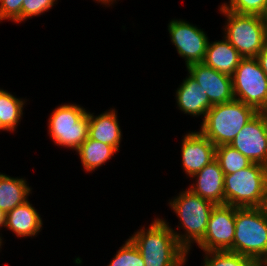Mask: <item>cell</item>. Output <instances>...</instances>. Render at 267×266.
<instances>
[{
  "mask_svg": "<svg viewBox=\"0 0 267 266\" xmlns=\"http://www.w3.org/2000/svg\"><path fill=\"white\" fill-rule=\"evenodd\" d=\"M156 218L148 229L142 227L129 237L140 251L145 266H184L187 251L178 243L171 226Z\"/></svg>",
  "mask_w": 267,
  "mask_h": 266,
  "instance_id": "cell-1",
  "label": "cell"
},
{
  "mask_svg": "<svg viewBox=\"0 0 267 266\" xmlns=\"http://www.w3.org/2000/svg\"><path fill=\"white\" fill-rule=\"evenodd\" d=\"M261 266H267V255L259 262Z\"/></svg>",
  "mask_w": 267,
  "mask_h": 266,
  "instance_id": "cell-31",
  "label": "cell"
},
{
  "mask_svg": "<svg viewBox=\"0 0 267 266\" xmlns=\"http://www.w3.org/2000/svg\"><path fill=\"white\" fill-rule=\"evenodd\" d=\"M31 189L24 178L0 173V210L6 214L26 202Z\"/></svg>",
  "mask_w": 267,
  "mask_h": 266,
  "instance_id": "cell-19",
  "label": "cell"
},
{
  "mask_svg": "<svg viewBox=\"0 0 267 266\" xmlns=\"http://www.w3.org/2000/svg\"><path fill=\"white\" fill-rule=\"evenodd\" d=\"M95 1H97V3L99 2V3L107 5V6L108 5L110 6V4H113L114 2H116V0H95Z\"/></svg>",
  "mask_w": 267,
  "mask_h": 266,
  "instance_id": "cell-30",
  "label": "cell"
},
{
  "mask_svg": "<svg viewBox=\"0 0 267 266\" xmlns=\"http://www.w3.org/2000/svg\"><path fill=\"white\" fill-rule=\"evenodd\" d=\"M5 221H6V214L0 210V228L4 227L5 228Z\"/></svg>",
  "mask_w": 267,
  "mask_h": 266,
  "instance_id": "cell-29",
  "label": "cell"
},
{
  "mask_svg": "<svg viewBox=\"0 0 267 266\" xmlns=\"http://www.w3.org/2000/svg\"><path fill=\"white\" fill-rule=\"evenodd\" d=\"M260 262L267 255V209L236 207L233 246L228 250Z\"/></svg>",
  "mask_w": 267,
  "mask_h": 266,
  "instance_id": "cell-5",
  "label": "cell"
},
{
  "mask_svg": "<svg viewBox=\"0 0 267 266\" xmlns=\"http://www.w3.org/2000/svg\"><path fill=\"white\" fill-rule=\"evenodd\" d=\"M178 195L169 201V205L180 218L181 223L177 228H182L185 233L180 234L173 228L171 229L178 243L189 253L191 244H198L205 236L209 217L215 204L194 194L189 189Z\"/></svg>",
  "mask_w": 267,
  "mask_h": 266,
  "instance_id": "cell-3",
  "label": "cell"
},
{
  "mask_svg": "<svg viewBox=\"0 0 267 266\" xmlns=\"http://www.w3.org/2000/svg\"><path fill=\"white\" fill-rule=\"evenodd\" d=\"M107 266H145L138 248L128 238Z\"/></svg>",
  "mask_w": 267,
  "mask_h": 266,
  "instance_id": "cell-25",
  "label": "cell"
},
{
  "mask_svg": "<svg viewBox=\"0 0 267 266\" xmlns=\"http://www.w3.org/2000/svg\"><path fill=\"white\" fill-rule=\"evenodd\" d=\"M24 0H0V21L11 20L22 23V4Z\"/></svg>",
  "mask_w": 267,
  "mask_h": 266,
  "instance_id": "cell-27",
  "label": "cell"
},
{
  "mask_svg": "<svg viewBox=\"0 0 267 266\" xmlns=\"http://www.w3.org/2000/svg\"><path fill=\"white\" fill-rule=\"evenodd\" d=\"M178 109L192 117L203 116L212 107L209 98L202 87L188 74L176 91Z\"/></svg>",
  "mask_w": 267,
  "mask_h": 266,
  "instance_id": "cell-15",
  "label": "cell"
},
{
  "mask_svg": "<svg viewBox=\"0 0 267 266\" xmlns=\"http://www.w3.org/2000/svg\"><path fill=\"white\" fill-rule=\"evenodd\" d=\"M243 57L224 37L221 41L208 42L203 63L218 72L232 76Z\"/></svg>",
  "mask_w": 267,
  "mask_h": 266,
  "instance_id": "cell-18",
  "label": "cell"
},
{
  "mask_svg": "<svg viewBox=\"0 0 267 266\" xmlns=\"http://www.w3.org/2000/svg\"><path fill=\"white\" fill-rule=\"evenodd\" d=\"M190 178H196L188 188L194 194L215 205L224 204V172L216 159Z\"/></svg>",
  "mask_w": 267,
  "mask_h": 266,
  "instance_id": "cell-14",
  "label": "cell"
},
{
  "mask_svg": "<svg viewBox=\"0 0 267 266\" xmlns=\"http://www.w3.org/2000/svg\"><path fill=\"white\" fill-rule=\"evenodd\" d=\"M234 98L267 112V75L256 57L242 58L232 75Z\"/></svg>",
  "mask_w": 267,
  "mask_h": 266,
  "instance_id": "cell-8",
  "label": "cell"
},
{
  "mask_svg": "<svg viewBox=\"0 0 267 266\" xmlns=\"http://www.w3.org/2000/svg\"><path fill=\"white\" fill-rule=\"evenodd\" d=\"M203 266H258L251 257L231 251H205Z\"/></svg>",
  "mask_w": 267,
  "mask_h": 266,
  "instance_id": "cell-23",
  "label": "cell"
},
{
  "mask_svg": "<svg viewBox=\"0 0 267 266\" xmlns=\"http://www.w3.org/2000/svg\"><path fill=\"white\" fill-rule=\"evenodd\" d=\"M57 0H24L22 4V21L47 12Z\"/></svg>",
  "mask_w": 267,
  "mask_h": 266,
  "instance_id": "cell-26",
  "label": "cell"
},
{
  "mask_svg": "<svg viewBox=\"0 0 267 266\" xmlns=\"http://www.w3.org/2000/svg\"><path fill=\"white\" fill-rule=\"evenodd\" d=\"M261 68L267 75V43L263 47V49L256 56Z\"/></svg>",
  "mask_w": 267,
  "mask_h": 266,
  "instance_id": "cell-28",
  "label": "cell"
},
{
  "mask_svg": "<svg viewBox=\"0 0 267 266\" xmlns=\"http://www.w3.org/2000/svg\"><path fill=\"white\" fill-rule=\"evenodd\" d=\"M167 27L171 42L185 59L186 67L204 61L209 39L203 29L181 19H172Z\"/></svg>",
  "mask_w": 267,
  "mask_h": 266,
  "instance_id": "cell-10",
  "label": "cell"
},
{
  "mask_svg": "<svg viewBox=\"0 0 267 266\" xmlns=\"http://www.w3.org/2000/svg\"><path fill=\"white\" fill-rule=\"evenodd\" d=\"M42 225L41 215L28 200L6 213L5 227L17 237H34Z\"/></svg>",
  "mask_w": 267,
  "mask_h": 266,
  "instance_id": "cell-16",
  "label": "cell"
},
{
  "mask_svg": "<svg viewBox=\"0 0 267 266\" xmlns=\"http://www.w3.org/2000/svg\"><path fill=\"white\" fill-rule=\"evenodd\" d=\"M48 132L55 144L74 149L88 138V111L76 104H64L53 110L48 119Z\"/></svg>",
  "mask_w": 267,
  "mask_h": 266,
  "instance_id": "cell-7",
  "label": "cell"
},
{
  "mask_svg": "<svg viewBox=\"0 0 267 266\" xmlns=\"http://www.w3.org/2000/svg\"><path fill=\"white\" fill-rule=\"evenodd\" d=\"M182 167L192 177L216 159V146L200 131L188 132L182 136Z\"/></svg>",
  "mask_w": 267,
  "mask_h": 266,
  "instance_id": "cell-13",
  "label": "cell"
},
{
  "mask_svg": "<svg viewBox=\"0 0 267 266\" xmlns=\"http://www.w3.org/2000/svg\"><path fill=\"white\" fill-rule=\"evenodd\" d=\"M3 240H2V236H0V247L2 246V242Z\"/></svg>",
  "mask_w": 267,
  "mask_h": 266,
  "instance_id": "cell-32",
  "label": "cell"
},
{
  "mask_svg": "<svg viewBox=\"0 0 267 266\" xmlns=\"http://www.w3.org/2000/svg\"><path fill=\"white\" fill-rule=\"evenodd\" d=\"M236 207L215 205L203 239L197 244L203 251H227L233 246Z\"/></svg>",
  "mask_w": 267,
  "mask_h": 266,
  "instance_id": "cell-9",
  "label": "cell"
},
{
  "mask_svg": "<svg viewBox=\"0 0 267 266\" xmlns=\"http://www.w3.org/2000/svg\"><path fill=\"white\" fill-rule=\"evenodd\" d=\"M188 74L202 87L211 105L234 100L232 76L218 72L205 63H193L186 67Z\"/></svg>",
  "mask_w": 267,
  "mask_h": 266,
  "instance_id": "cell-12",
  "label": "cell"
},
{
  "mask_svg": "<svg viewBox=\"0 0 267 266\" xmlns=\"http://www.w3.org/2000/svg\"><path fill=\"white\" fill-rule=\"evenodd\" d=\"M25 102L0 88V130L15 131L23 116Z\"/></svg>",
  "mask_w": 267,
  "mask_h": 266,
  "instance_id": "cell-21",
  "label": "cell"
},
{
  "mask_svg": "<svg viewBox=\"0 0 267 266\" xmlns=\"http://www.w3.org/2000/svg\"><path fill=\"white\" fill-rule=\"evenodd\" d=\"M267 202V167L252 163L224 175V204L237 208L264 207Z\"/></svg>",
  "mask_w": 267,
  "mask_h": 266,
  "instance_id": "cell-4",
  "label": "cell"
},
{
  "mask_svg": "<svg viewBox=\"0 0 267 266\" xmlns=\"http://www.w3.org/2000/svg\"><path fill=\"white\" fill-rule=\"evenodd\" d=\"M116 113L115 108L108 111L106 110V112H102L98 116H94V114L89 111L88 137L101 143L113 146L117 151H119L120 142L122 140V132Z\"/></svg>",
  "mask_w": 267,
  "mask_h": 266,
  "instance_id": "cell-17",
  "label": "cell"
},
{
  "mask_svg": "<svg viewBox=\"0 0 267 266\" xmlns=\"http://www.w3.org/2000/svg\"><path fill=\"white\" fill-rule=\"evenodd\" d=\"M216 160L219 162L224 175L233 174L252 164L247 157L231 145L216 146Z\"/></svg>",
  "mask_w": 267,
  "mask_h": 266,
  "instance_id": "cell-22",
  "label": "cell"
},
{
  "mask_svg": "<svg viewBox=\"0 0 267 266\" xmlns=\"http://www.w3.org/2000/svg\"><path fill=\"white\" fill-rule=\"evenodd\" d=\"M257 113L255 108L236 99L213 105L199 131L215 146L229 145Z\"/></svg>",
  "mask_w": 267,
  "mask_h": 266,
  "instance_id": "cell-2",
  "label": "cell"
},
{
  "mask_svg": "<svg viewBox=\"0 0 267 266\" xmlns=\"http://www.w3.org/2000/svg\"><path fill=\"white\" fill-rule=\"evenodd\" d=\"M220 7L237 14L267 17V0H230L229 4L226 2Z\"/></svg>",
  "mask_w": 267,
  "mask_h": 266,
  "instance_id": "cell-24",
  "label": "cell"
},
{
  "mask_svg": "<svg viewBox=\"0 0 267 266\" xmlns=\"http://www.w3.org/2000/svg\"><path fill=\"white\" fill-rule=\"evenodd\" d=\"M229 145L252 163L267 167V112H258Z\"/></svg>",
  "mask_w": 267,
  "mask_h": 266,
  "instance_id": "cell-11",
  "label": "cell"
},
{
  "mask_svg": "<svg viewBox=\"0 0 267 266\" xmlns=\"http://www.w3.org/2000/svg\"><path fill=\"white\" fill-rule=\"evenodd\" d=\"M82 166L87 172H92L104 165L118 152L113 146L87 138L76 150Z\"/></svg>",
  "mask_w": 267,
  "mask_h": 266,
  "instance_id": "cell-20",
  "label": "cell"
},
{
  "mask_svg": "<svg viewBox=\"0 0 267 266\" xmlns=\"http://www.w3.org/2000/svg\"><path fill=\"white\" fill-rule=\"evenodd\" d=\"M227 17L224 37L243 58L256 57L267 43V19L259 15L237 14L220 7Z\"/></svg>",
  "mask_w": 267,
  "mask_h": 266,
  "instance_id": "cell-6",
  "label": "cell"
}]
</instances>
